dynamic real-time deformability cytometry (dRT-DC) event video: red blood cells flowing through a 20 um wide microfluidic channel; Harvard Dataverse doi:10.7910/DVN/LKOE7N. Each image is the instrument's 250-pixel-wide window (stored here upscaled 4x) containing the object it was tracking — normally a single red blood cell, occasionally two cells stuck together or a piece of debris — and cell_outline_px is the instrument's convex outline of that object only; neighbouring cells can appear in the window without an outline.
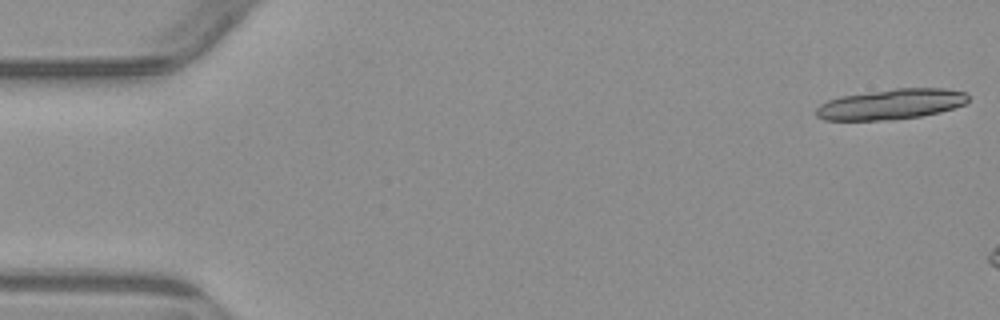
{"species": "common noctule bat (a hibernating species)", "species_latin": "Nyctalus noctula", "temperature_condition": "warm", "stored_images_in_passage": 3, "camera_frame_rate_fps": 3000, "um_per_image_px": 0.085, "animal": {"sex": "male", "body_mass_g": 23.1, "forearm_length_mm": 52.7}, "frame": {"image": 1, "passage_image": 1, "time_ms": 0.0, "image_size_px": [1000, 320], "cell_outline_px": [[968, 100], [964, 104], [940, 112], [920, 116], [892, 120], [824, 120], [816, 116], [816, 108], [820, 104], [828, 100], [840, 96], [896, 88], [944, 88], [968, 92]], "centroid_in_image_um": [75.74, 8.85], "position_along_channel_um": 9.3, "area_um2": 26.99}}